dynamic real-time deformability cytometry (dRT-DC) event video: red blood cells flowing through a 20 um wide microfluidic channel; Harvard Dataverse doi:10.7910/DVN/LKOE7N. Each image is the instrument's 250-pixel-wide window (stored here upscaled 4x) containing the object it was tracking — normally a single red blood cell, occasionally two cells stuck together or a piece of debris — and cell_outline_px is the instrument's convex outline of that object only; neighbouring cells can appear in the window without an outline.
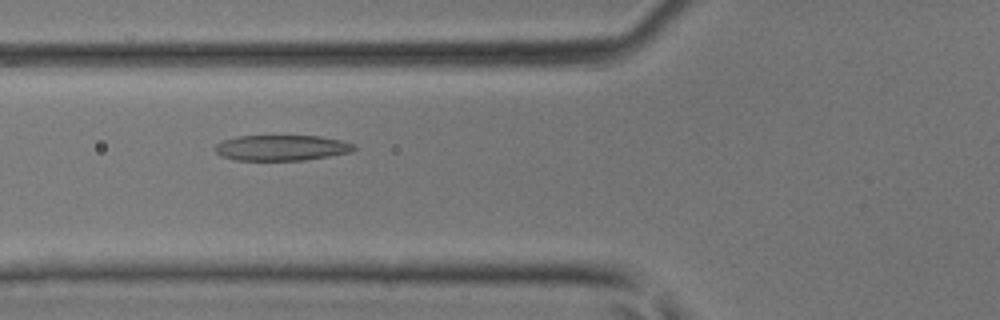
{"species": "common noctule bat (a hibernating species)", "species_latin": "Nyctalus noctula", "temperature_condition": "room temperature", "stored_images_in_passage": 44, "camera_frame_rate_fps": 3000, "um_per_image_px": 0.085, "animal": {"sex": "male", "body_mass_g": 17.9, "forearm_length_mm": 54.2}, "frame": {"image": 1, "passage_image": 17, "time_ms": 5.333, "image_size_px": [1000, 320], "cell_outline_px": [[356, 148], [352, 152], [304, 160], [236, 160], [224, 156], [216, 152], [212, 148], [216, 144], [224, 140], [240, 136], [320, 136], [340, 140], [356, 144]], "centroid_in_image_um": [23.96, 12.56], "position_along_channel_um": 101.8, "area_um2": 20.63}}
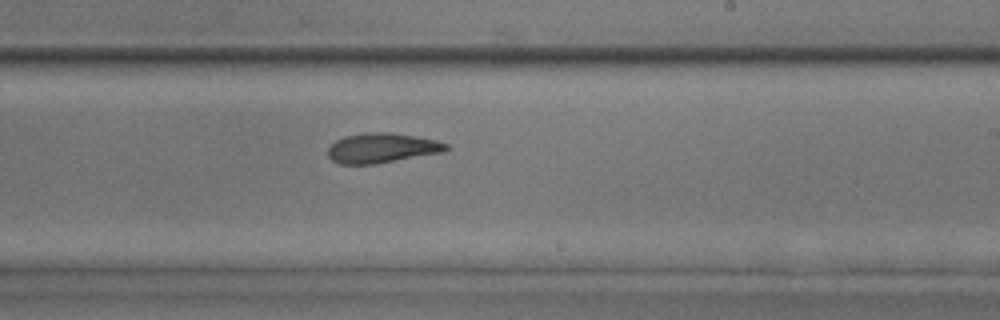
{"frame": {"image": 2, "passage_image": 27, "time_ms": 8.667, "image_size_px": [1000, 320], "cell_outline_px": [[448, 148], [444, 152], [376, 164], [340, 164], [332, 160], [328, 156], [328, 148], [336, 140], [344, 136], [364, 132], [392, 132], [436, 140], [448, 144]], "centroid_in_image_um": [32.45, 12.58], "position_along_channel_um": 256.5, "area_um2": 20.63}}
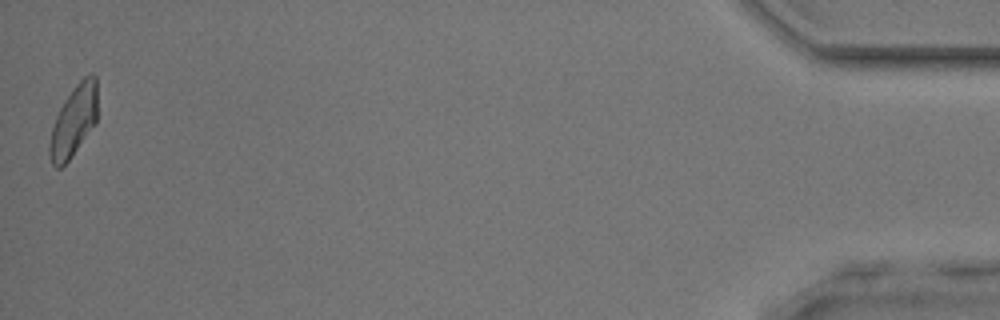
{"frame": {"image": 3, "passage_image": 44, "time_ms": 14.333, "image_size_px": [1000, 320], "cell_outline_px": [[96, 124], [68, 160], [60, 168], [56, 168], [52, 164], [48, 152], [48, 144], [52, 128], [56, 116], [64, 100], [72, 88], [88, 72], [92, 72], [96, 76]], "centroid_in_image_um": [6.25, 10.26], "position_along_channel_um": 428.9, "area_um2": 19.83}}